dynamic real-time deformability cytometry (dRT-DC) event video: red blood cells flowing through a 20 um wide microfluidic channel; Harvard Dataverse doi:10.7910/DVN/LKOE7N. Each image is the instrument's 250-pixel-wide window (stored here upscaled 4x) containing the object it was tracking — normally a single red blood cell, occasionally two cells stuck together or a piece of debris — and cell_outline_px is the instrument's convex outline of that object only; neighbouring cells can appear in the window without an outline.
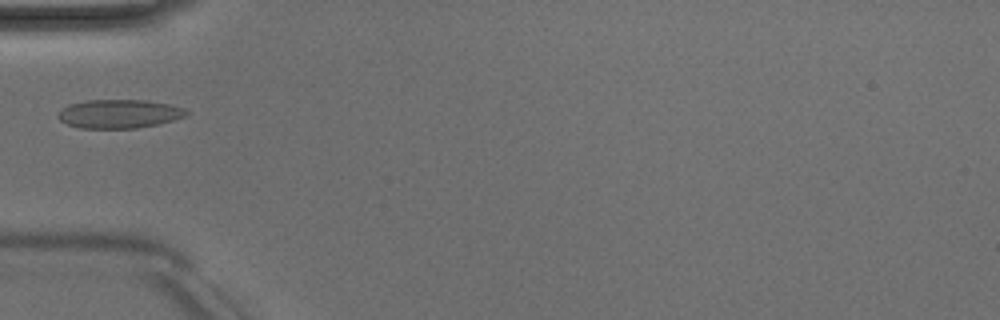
{"species": "Egyptian fruit bat (a non-hibernating species)", "species_latin": "Rousettus aegyptiacus", "temperature_condition": "room temperature", "stored_images_in_passage": 4, "camera_frame_rate_fps": 3000, "um_per_image_px": 0.085, "animal": {"sex": "male"}, "frame": {"image": 1, "passage_image": 4, "time_ms": 3.333, "image_size_px": [1000, 320], "cell_outline_px": [[188, 112], [184, 116], [172, 120], [156, 124], [136, 128], [80, 128], [68, 124], [60, 120], [56, 116], [60, 108], [68, 104], [88, 100], [144, 100], [168, 104], [184, 108]], "centroid_in_image_um": [10.06, 9.67], "position_along_channel_um": 74.9, "area_um2": 21.33}}